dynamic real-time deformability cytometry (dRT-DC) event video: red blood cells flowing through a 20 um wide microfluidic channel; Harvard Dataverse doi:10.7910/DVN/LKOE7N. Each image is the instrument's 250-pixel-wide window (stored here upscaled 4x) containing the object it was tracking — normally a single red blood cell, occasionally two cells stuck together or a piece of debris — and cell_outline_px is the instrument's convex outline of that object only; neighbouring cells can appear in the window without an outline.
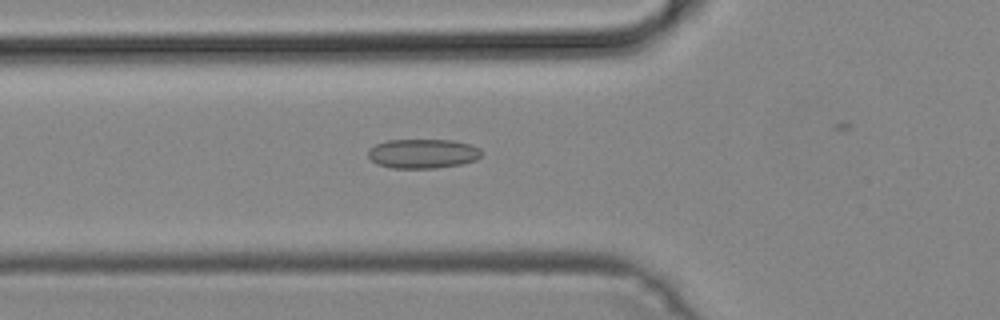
{"species": "common noctule bat (a hibernating species)", "species_latin": "Nyctalus noctula", "temperature_condition": "cold", "stored_images_in_passage": 30, "camera_frame_rate_fps": 3000, "um_per_image_px": 0.085, "animal": {"sex": "male", "body_mass_g": 19.2, "forearm_length_mm": 51.8}, "frame": {"image": 1, "passage_image": 4, "time_ms": 1.0, "image_size_px": [1000, 320], "cell_outline_px": [[480, 156], [476, 160], [460, 164], [436, 168], [392, 168], [376, 164], [368, 156], [368, 148], [376, 144], [388, 140], [452, 140], [468, 144], [480, 148]], "centroid_in_image_um": [35.9, 13.06], "position_along_channel_um": 89.9, "area_um2": 19.36}}
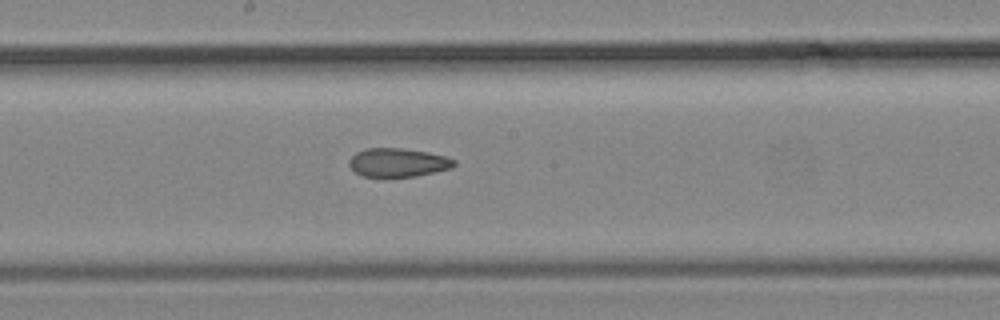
{"frame": {"image": 2, "passage_image": 13, "time_ms": 4.0, "image_size_px": [1000, 320], "cell_outline_px": [[456, 164], [452, 168], [416, 176], [364, 176], [356, 172], [348, 164], [348, 160], [356, 152], [368, 148], [400, 148], [428, 152], [444, 156], [456, 160]], "centroid_in_image_um": [33.83, 13.8], "position_along_channel_um": 214.4, "area_um2": 17.34}}
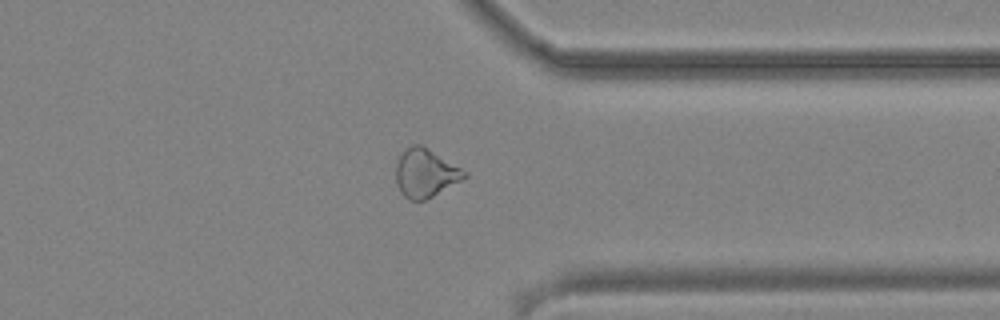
{"frame": {"image": 3, "passage_image": 25, "time_ms": 8.0, "image_size_px": [1000, 320], "cell_outline_px": [[468, 176], [432, 196], [424, 200], [408, 200], [400, 192], [396, 180], [396, 160], [412, 144], [420, 144], [468, 172]], "centroid_in_image_um": [36.14, 14.72], "position_along_channel_um": 375.3, "area_um2": 18.96}}